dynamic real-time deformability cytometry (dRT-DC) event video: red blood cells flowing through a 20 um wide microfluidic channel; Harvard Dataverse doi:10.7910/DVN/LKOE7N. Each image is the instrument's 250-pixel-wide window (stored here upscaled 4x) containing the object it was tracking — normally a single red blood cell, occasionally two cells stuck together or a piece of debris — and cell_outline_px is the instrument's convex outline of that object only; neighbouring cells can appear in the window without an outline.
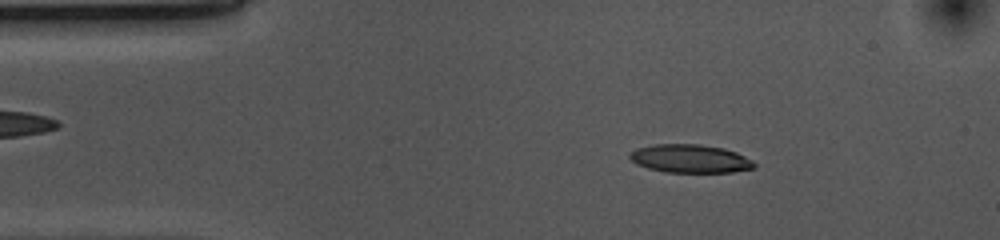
{"species": "common noctule bat (a hibernating species)", "species_latin": "Nyctalus noctula", "temperature_condition": "cold", "stored_images_in_passage": 52, "camera_frame_rate_fps": 3000, "um_per_image_px": 0.085, "animal": {"sex": "female", "body_mass_g": 10.0, "forearm_length_mm": 53.1}, "frame": {"image": 1, "passage_image": 7, "time_ms": 2.0, "image_size_px": [1000, 240], "cell_outline_px": [[756, 168], [732, 172], [668, 172], [648, 168], [636, 164], [628, 156], [636, 148], [652, 144], [700, 144], [724, 148], [736, 152], [752, 160], [756, 164]], "centroid_in_image_um": [58.68, 13.48], "position_along_channel_um": 26.3, "area_um2": 20.58}}
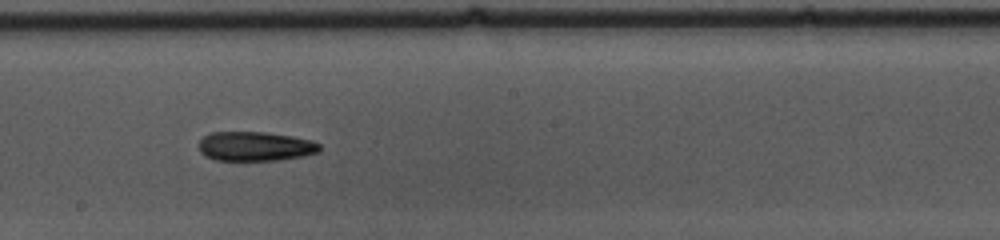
{"frame": {"image": 2, "passage_image": 27, "time_ms": 8.667, "image_size_px": [1000, 240], "cell_outline_px": [[320, 152], [304, 156], [276, 160], [216, 160], [204, 156], [200, 152], [200, 140], [208, 132], [264, 132], [292, 136], [312, 140], [320, 144]], "centroid_in_image_um": [21.7, 12.43], "position_along_channel_um": 226.5, "area_um2": 20.75}}
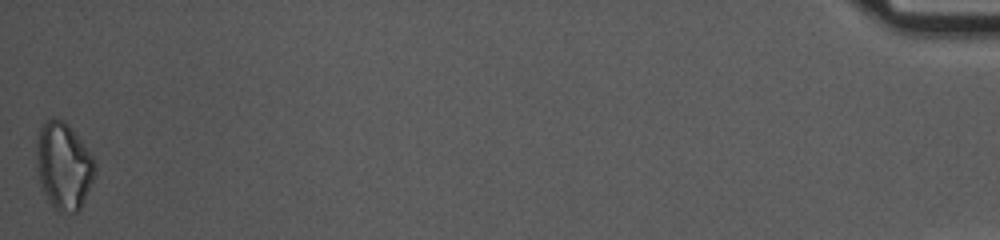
{"frame": {"image": 3, "passage_image": 52, "time_ms": 17.0, "image_size_px": [1000, 240], "cell_outline_px": [[96, 172], [84, 200], [80, 208], [76, 212], [60, 212], [52, 208], [40, 184], [36, 164], [36, 140], [40, 128], [52, 116], [64, 120], [68, 124], [96, 160]], "centroid_in_image_um": [5.4, 14.09], "position_along_channel_um": 429.8, "area_um2": 29.82}, "authors_computed_cell_mechanics": {"area_um2": 21.0392, "velocity_mm_per_s": 3.6765, "shape_relaxation_time_tau1_ms": 4.2076, "shape_relaxation_time_tau2_ms": null, "deformation_change_tau1": 0.1314, "deformation_change_tau2": null}}